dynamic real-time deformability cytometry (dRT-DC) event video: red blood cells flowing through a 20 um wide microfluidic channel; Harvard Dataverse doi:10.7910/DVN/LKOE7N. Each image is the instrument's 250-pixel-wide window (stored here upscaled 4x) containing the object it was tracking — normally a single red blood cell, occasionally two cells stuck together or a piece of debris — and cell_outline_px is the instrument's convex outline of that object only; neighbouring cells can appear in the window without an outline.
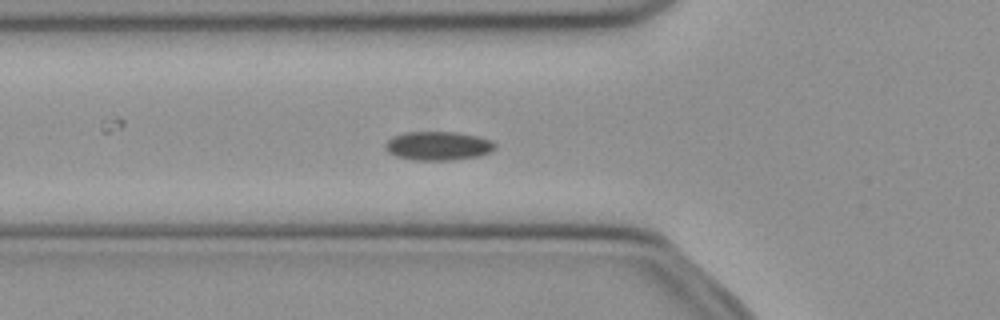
{"species": "common noctule bat (a hibernating species)", "species_latin": "Nyctalus noctula", "temperature_condition": "cold", "stored_images_in_passage": 18, "camera_frame_rate_fps": 3000, "um_per_image_px": 0.085, "animal": {"sex": "female", "body_mass_g": 21.9}, "frame": {"image": 1, "passage_image": 8, "time_ms": 2.333, "image_size_px": [1000, 320], "cell_outline_px": [[496, 148], [492, 152], [480, 156], [452, 160], [412, 160], [396, 156], [388, 152], [384, 148], [384, 144], [392, 136], [404, 132], [456, 132], [476, 136], [492, 140], [496, 144]], "centroid_in_image_um": [37.24, 12.4], "position_along_channel_um": 88.6, "area_um2": 18.67}}